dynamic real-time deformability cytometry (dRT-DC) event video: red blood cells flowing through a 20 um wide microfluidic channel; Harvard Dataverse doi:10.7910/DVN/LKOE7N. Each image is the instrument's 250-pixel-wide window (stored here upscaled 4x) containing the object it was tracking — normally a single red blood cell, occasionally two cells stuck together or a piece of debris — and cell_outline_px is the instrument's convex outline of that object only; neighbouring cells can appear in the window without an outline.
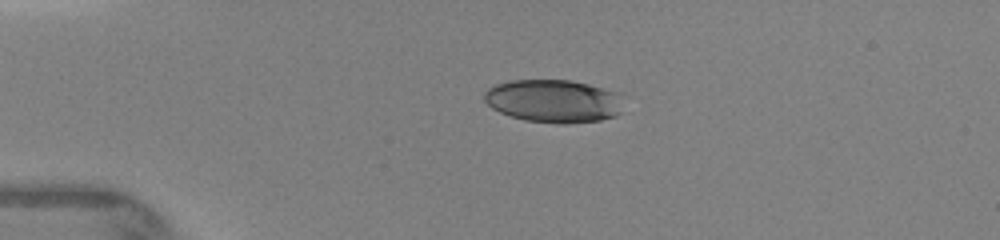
{"species": "human", "species_latin": "Homo sapiens", "temperature_condition": "warm", "stored_images_in_passage": 5, "camera_frame_rate_fps": 3000, "um_per_image_px": 0.085, "donor": {"sex": "female"}, "frame": {"image": 1, "passage_image": 1, "time_ms": 0.0, "image_size_px": [1000, 240], "cell_outline_px": [[620, 112], [616, 116], [600, 120], [568, 124], [556, 124], [524, 120], [500, 112], [492, 108], [484, 100], [484, 92], [488, 88], [496, 84], [508, 80], [568, 80], [588, 84], [616, 92]], "centroid_in_image_um": [46.98, 8.59], "position_along_channel_um": 38.0, "area_um2": 34.62}}
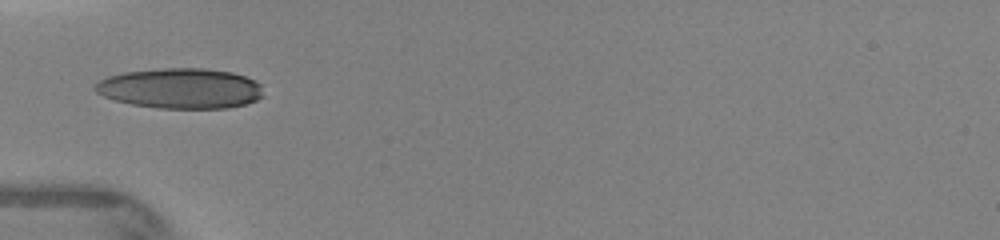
{"frame": {"image": 2, "passage_image": 4, "time_ms": 1.667, "image_size_px": [1000, 240], "cell_outline_px": [[264, 96], [256, 100], [244, 104], [228, 108], [160, 108], [132, 104], [116, 100], [104, 96], [96, 92], [92, 88], [100, 80], [108, 76], [124, 72], [160, 68], [204, 68], [232, 72], [256, 80], [260, 84]], "centroid_in_image_um": [15.36, 7.5], "position_along_channel_um": 69.6, "area_um2": 39.54}}